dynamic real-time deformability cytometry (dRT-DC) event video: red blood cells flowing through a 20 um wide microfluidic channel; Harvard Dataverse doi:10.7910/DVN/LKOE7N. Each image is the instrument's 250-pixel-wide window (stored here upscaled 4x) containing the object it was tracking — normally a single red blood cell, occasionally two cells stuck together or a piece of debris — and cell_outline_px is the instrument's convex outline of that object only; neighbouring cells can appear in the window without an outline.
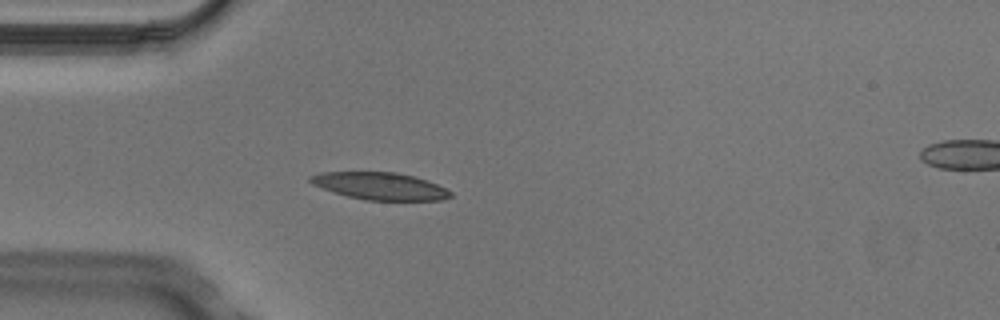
{"species": "Egyptian fruit bat (a non-hibernating species)", "species_latin": "Rousettus aegyptiacus", "temperature_condition": "cold", "stored_images_in_passage": 5, "camera_frame_rate_fps": 3000, "um_per_image_px": 0.085, "animal": {"sex": "male"}, "frame": {"image": 1, "passage_image": 4, "time_ms": 1.0, "image_size_px": [1000, 320], "cell_outline_px": [[452, 196], [444, 200], [364, 200], [348, 196], [312, 184], [308, 180], [308, 176], [320, 172], [396, 172], [412, 176], [448, 188], [452, 192]], "centroid_in_image_um": [32.31, 15.81], "position_along_channel_um": 52.7, "area_um2": 22.14}}